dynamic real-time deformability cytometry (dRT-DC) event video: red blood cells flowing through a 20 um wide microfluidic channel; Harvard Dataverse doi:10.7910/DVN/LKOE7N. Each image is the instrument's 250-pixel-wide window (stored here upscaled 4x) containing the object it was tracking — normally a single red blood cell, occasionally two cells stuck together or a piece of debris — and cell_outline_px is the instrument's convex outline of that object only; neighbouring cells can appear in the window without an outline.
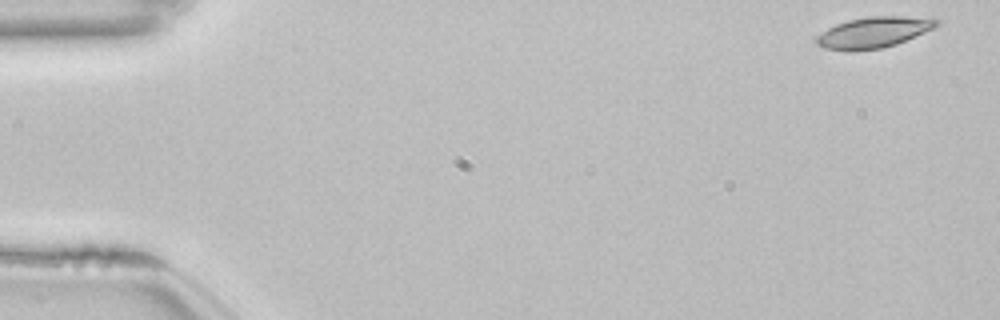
{"species": "common noctule bat (a hibernating species)", "species_latin": "Nyctalus noctula", "temperature_condition": "room temperature", "stored_images_in_passage": 52, "camera_frame_rate_fps": 3000, "um_per_image_px": 0.085, "animal": {"sex": "female", "body_mass_g": 22.7, "forearm_length_mm": 54.2}, "frame": {"image": 1, "passage_image": 1, "time_ms": 0.0, "image_size_px": [1000, 320], "cell_outline_px": [[940, 24], [924, 32], [896, 44], [880, 48], [848, 52], [824, 48], [816, 44], [816, 36], [828, 28], [836, 24], [848, 20], [868, 16], [904, 16], [940, 20]], "centroid_in_image_um": [74.2, 2.76], "position_along_channel_um": 10.8, "area_um2": 21.5}}
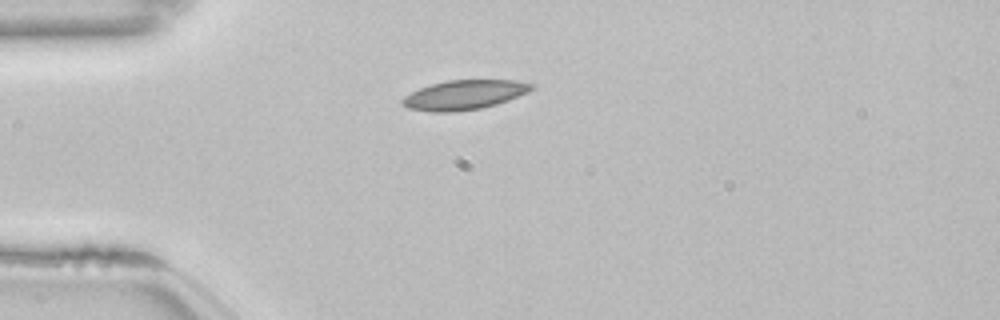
{"frame": {"image": 2, "passage_image": 13, "time_ms": 4.0, "image_size_px": [1000, 320], "cell_outline_px": [[536, 84], [528, 92], [508, 100], [496, 104], [480, 108], [456, 112], [432, 112], [408, 108], [400, 104], [400, 100], [404, 96], [420, 88], [432, 84], [448, 80], [516, 80]], "centroid_in_image_um": [39.45, 8.06], "position_along_channel_um": 45.6, "area_um2": 22.2}}
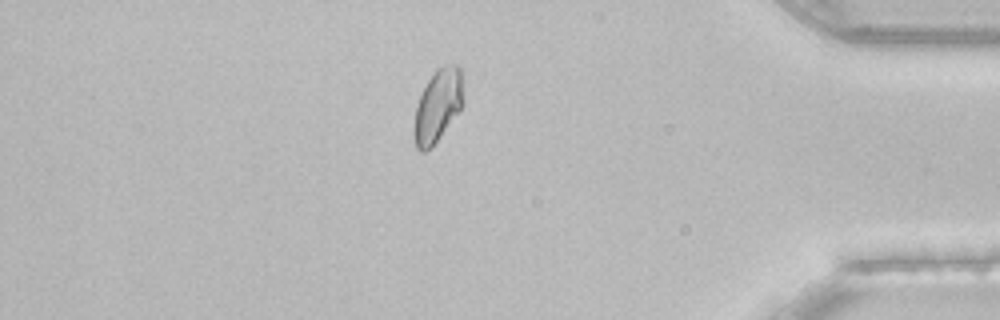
{"frame": {"image": 3, "passage_image": 45, "time_ms": 14.667, "image_size_px": [1000, 320], "cell_outline_px": [[464, 104], [460, 112], [440, 136], [424, 152], [420, 152], [416, 148], [412, 132], [412, 128], [416, 104], [428, 80], [436, 68], [448, 64], [456, 64], [460, 68], [464, 100]], "centroid_in_image_um": [37.2, 8.98], "position_along_channel_um": 398.0, "area_um2": 21.1}, "authors_computed_cell_mechanics": {"area_um2": 20.9814, "velocity_mm_per_s": 3.8221, "shape_relaxation_time_tau1_ms": null, "shape_relaxation_time_tau2_ms": 3.867, "deformation_change_tau1": null, "deformation_change_tau2": 0.0845}}